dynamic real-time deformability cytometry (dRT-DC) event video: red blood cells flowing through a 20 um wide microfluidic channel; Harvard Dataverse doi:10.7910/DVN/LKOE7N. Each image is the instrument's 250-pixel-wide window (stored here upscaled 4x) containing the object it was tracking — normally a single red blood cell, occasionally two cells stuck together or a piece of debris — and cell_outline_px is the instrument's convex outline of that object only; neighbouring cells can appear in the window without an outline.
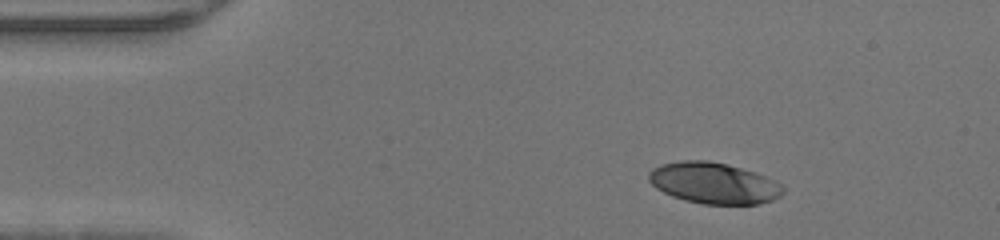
{"species": "human", "species_latin": "Homo sapiens", "temperature_condition": "warm", "stored_images_in_passage": 40, "camera_frame_rate_fps": 3000, "um_per_image_px": 0.085, "donor": {"sex": "male"}, "frame": {"image": 1, "passage_image": 1, "time_ms": 0.0, "image_size_px": [1000, 240], "cell_outline_px": [[784, 192], [780, 196], [772, 200], [760, 204], [704, 204], [684, 200], [672, 196], [656, 188], [648, 180], [648, 172], [652, 168], [660, 164], [680, 160], [708, 160], [728, 164], [776, 180], [784, 188]], "centroid_in_image_um": [60.64, 15.56], "position_along_channel_um": 24.4, "area_um2": 32.31}}
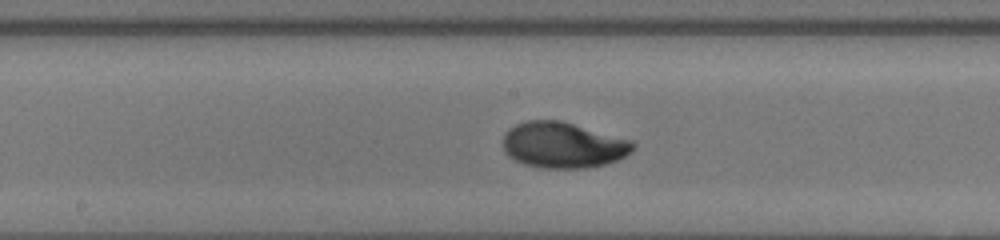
{"frame": {"image": 2, "passage_image": 18, "time_ms": 5.667, "image_size_px": [1000, 240], "cell_outline_px": [[636, 144], [632, 152], [616, 160], [604, 164], [588, 168], [540, 168], [524, 164], [508, 156], [504, 152], [504, 132], [508, 128], [516, 124], [528, 120], [560, 120], [632, 140]], "centroid_in_image_um": [47.85, 12.33], "position_along_channel_um": 200.3, "area_um2": 34.85}}
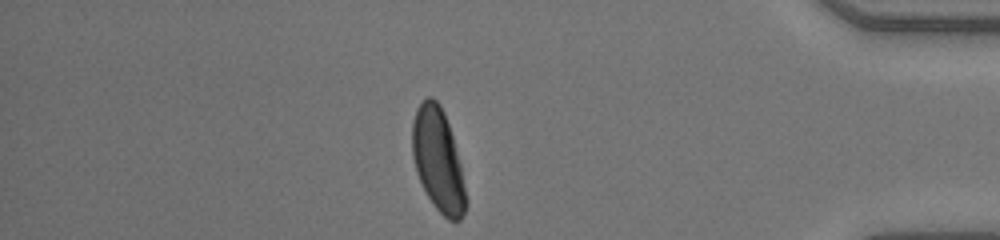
{"frame": {"image": 3, "passage_image": 34, "time_ms": 11.0, "image_size_px": [1000, 240], "cell_outline_px": [[468, 200], [464, 212], [460, 220], [448, 220], [436, 208], [428, 196], [416, 172], [412, 156], [412, 124], [416, 108], [428, 96], [432, 96], [440, 104], [444, 112], [452, 136], [460, 164]], "centroid_in_image_um": [37.23, 13.6], "position_along_channel_um": 398.0, "area_um2": 31.96}}